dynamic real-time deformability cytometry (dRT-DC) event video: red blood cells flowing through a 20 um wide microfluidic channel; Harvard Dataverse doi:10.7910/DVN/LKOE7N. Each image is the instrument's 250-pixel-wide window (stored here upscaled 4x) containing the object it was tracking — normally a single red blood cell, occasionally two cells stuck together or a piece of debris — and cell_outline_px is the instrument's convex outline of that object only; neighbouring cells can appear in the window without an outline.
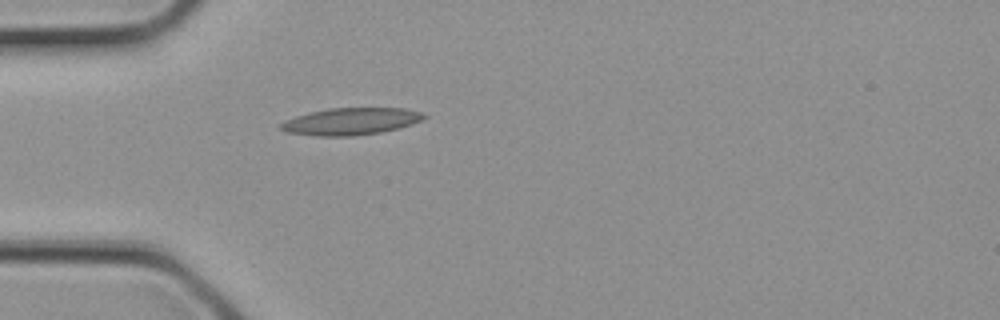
{"species": "common noctule bat (a hibernating species)", "species_latin": "Nyctalus noctula", "temperature_condition": "cold", "stored_images_in_passage": 1, "camera_frame_rate_fps": 3000, "um_per_image_px": 0.085, "animal": {"sex": "female", "body_mass_g": 21.9}, "frame": {"image": 1, "passage_image": 1, "time_ms": 0.0, "image_size_px": [1000, 320], "cell_outline_px": [[428, 116], [412, 124], [400, 128], [380, 132], [352, 136], [312, 136], [284, 132], [280, 128], [280, 124], [284, 120], [308, 112], [328, 108], [404, 108], [424, 112]], "centroid_in_image_um": [29.8, 10.32], "position_along_channel_um": 55.2, "area_um2": 22.83}}